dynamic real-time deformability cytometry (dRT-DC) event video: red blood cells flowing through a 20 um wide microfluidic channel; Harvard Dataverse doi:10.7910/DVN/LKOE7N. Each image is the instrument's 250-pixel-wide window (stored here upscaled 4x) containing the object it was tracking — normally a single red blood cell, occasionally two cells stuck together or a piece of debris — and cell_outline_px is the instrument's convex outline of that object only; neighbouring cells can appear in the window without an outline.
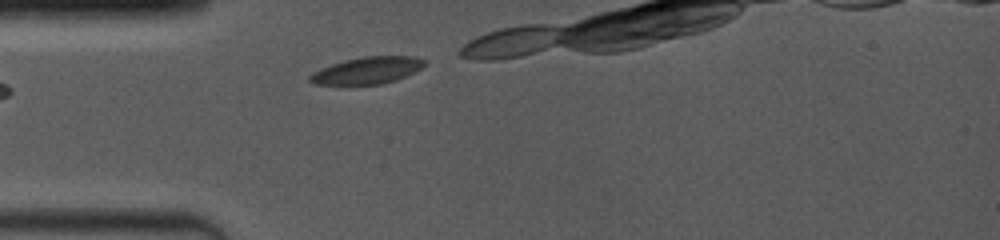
{"species": "common noctule bat (a hibernating species)", "species_latin": "Nyctalus noctula", "temperature_condition": "room temperature", "stored_images_in_passage": 5, "camera_frame_rate_fps": 4000, "um_per_image_px": 0.085, "animal": {"sex": "female", "body_mass_g": 19.0, "forearm_length_mm": 53.3}, "frame": {"image": 1, "passage_image": 1, "time_ms": 0.0, "image_size_px": [1000, 240], "cell_outline_px": [[424, 64], [420, 68], [396, 80], [380, 84], [316, 84], [308, 80], [308, 76], [312, 72], [320, 68], [344, 60], [364, 56], [412, 56], [424, 60]], "centroid_in_image_um": [31.15, 5.98], "position_along_channel_um": 53.8, "area_um2": 17.69}}